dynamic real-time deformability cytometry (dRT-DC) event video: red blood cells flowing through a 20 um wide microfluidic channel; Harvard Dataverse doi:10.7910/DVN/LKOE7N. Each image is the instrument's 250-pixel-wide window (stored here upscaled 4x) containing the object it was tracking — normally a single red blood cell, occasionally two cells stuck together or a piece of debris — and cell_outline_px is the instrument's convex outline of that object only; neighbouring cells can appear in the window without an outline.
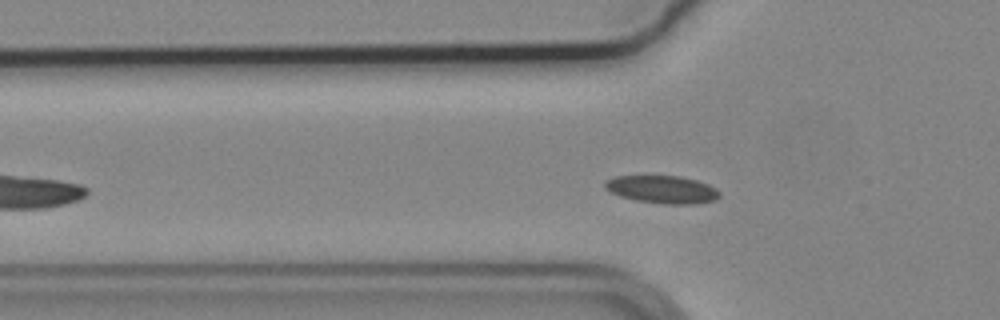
{"species": "common noctule bat (a hibernating species)", "species_latin": "Nyctalus noctula", "temperature_condition": "cold", "stored_images_in_passage": 43, "camera_frame_rate_fps": 3000, "um_per_image_px": 0.085, "animal": {"sex": "male", "body_mass_g": 19.2, "forearm_length_mm": 51.8}, "frame": {"image": 1, "passage_image": 13, "time_ms": 4.0, "image_size_px": [1000, 320], "cell_outline_px": [[720, 196], [716, 200], [696, 204], [664, 204], [636, 200], [620, 196], [604, 188], [604, 180], [616, 176], [680, 176], [696, 180], [708, 184], [716, 188], [720, 192]], "centroid_in_image_um": [56.31, 16.1], "position_along_channel_um": 69.5, "area_um2": 18.61}}